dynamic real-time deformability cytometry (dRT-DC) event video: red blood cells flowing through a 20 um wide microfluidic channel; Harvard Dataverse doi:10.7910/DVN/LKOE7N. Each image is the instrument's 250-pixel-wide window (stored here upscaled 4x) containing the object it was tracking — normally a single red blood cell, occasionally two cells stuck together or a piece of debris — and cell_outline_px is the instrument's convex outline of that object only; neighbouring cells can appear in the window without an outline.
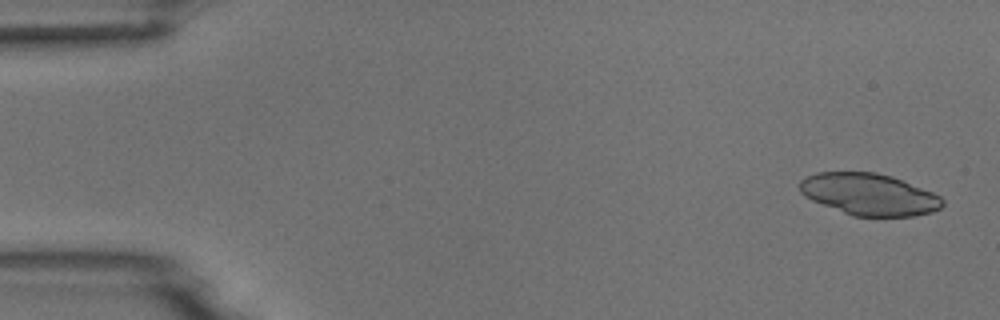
{"species": "common noctule bat (a hibernating species)", "species_latin": "Nyctalus noctula", "temperature_condition": "room temperature", "stored_images_in_passage": 3, "camera_frame_rate_fps": 3000, "um_per_image_px": 0.085, "animal": {"sex": "male", "body_mass_g": 18.8}, "frame": {"image": 1, "passage_image": 1, "time_ms": 0.0, "image_size_px": [1000, 320], "cell_outline_px": [[944, 204], [940, 208], [932, 212], [912, 216], [852, 216], [812, 200], [804, 196], [800, 192], [800, 180], [816, 172], [876, 172], [892, 176], [932, 192], [940, 196], [944, 200]], "centroid_in_image_um": [73.88, 16.52], "position_along_channel_um": 11.1, "area_um2": 34.68}}